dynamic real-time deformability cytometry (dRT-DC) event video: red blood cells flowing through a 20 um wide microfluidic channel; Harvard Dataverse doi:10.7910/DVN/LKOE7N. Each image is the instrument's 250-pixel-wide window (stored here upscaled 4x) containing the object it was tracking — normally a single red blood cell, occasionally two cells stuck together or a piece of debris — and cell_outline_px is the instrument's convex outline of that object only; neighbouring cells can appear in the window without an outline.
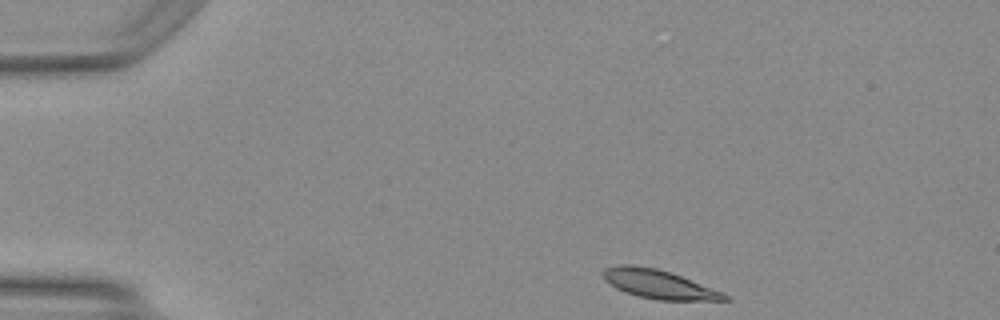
{"species": "Egyptian fruit bat (a non-hibernating species)", "species_latin": "Rousettus aegyptiacus", "temperature_condition": "warm", "stored_images_in_passage": 2, "camera_frame_rate_fps": 3000, "um_per_image_px": 0.085, "animal": {"sex": "female"}, "frame": {"image": 1, "passage_image": 1, "time_ms": 0.0, "image_size_px": [1000, 320], "cell_outline_px": [[728, 300], [660, 300], [640, 296], [616, 288], [604, 280], [600, 272], [604, 268], [624, 264], [628, 264], [656, 268], [672, 272], [724, 292], [728, 296]], "centroid_in_image_um": [55.99, 24.14], "position_along_channel_um": 29.0, "area_um2": 20.35}}